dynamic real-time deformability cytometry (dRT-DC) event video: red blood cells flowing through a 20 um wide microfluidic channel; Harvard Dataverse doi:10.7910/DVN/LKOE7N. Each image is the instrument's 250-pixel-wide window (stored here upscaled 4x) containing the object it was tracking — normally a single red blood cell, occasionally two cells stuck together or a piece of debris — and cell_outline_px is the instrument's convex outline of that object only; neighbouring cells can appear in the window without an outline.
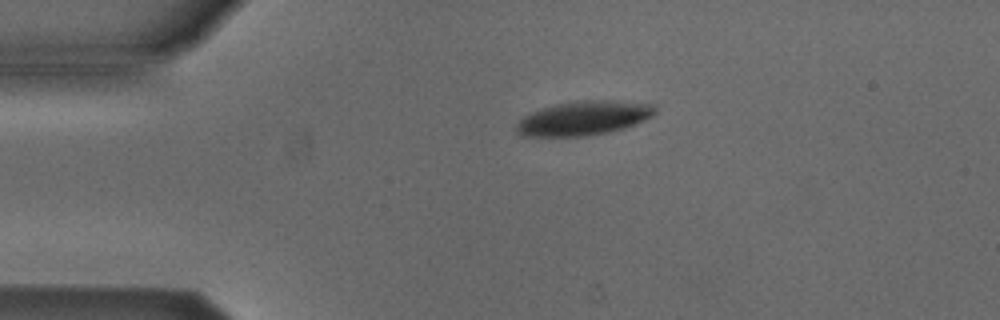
{"species": "Egyptian fruit bat (a non-hibernating species)", "species_latin": "Rousettus aegyptiacus", "temperature_condition": "cold", "stored_images_in_passage": 42, "camera_frame_rate_fps": 3000, "um_per_image_px": 0.085, "animal": {"sex": "male"}, "frame": {"image": 1, "passage_image": 1, "time_ms": 0.0, "image_size_px": [1000, 320], "cell_outline_px": [[656, 112], [652, 116], [624, 128], [608, 132], [588, 136], [524, 136], [516, 132], [516, 124], [524, 116], [540, 108], [556, 104], [576, 100], [616, 100], [656, 104]], "centroid_in_image_um": [49.62, 10.03], "position_along_channel_um": 35.4, "area_um2": 27.74}}
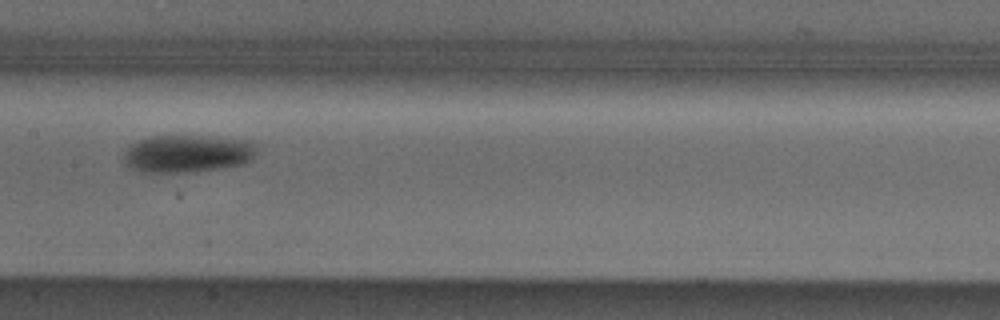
{"frame": {"image": 2, "passage_image": 16, "time_ms": 5.0, "image_size_px": [1000, 320], "cell_outline_px": [[256, 148], [252, 156], [244, 164], [196, 172], [140, 172], [128, 168], [124, 164], [124, 152], [132, 144], [148, 136], [208, 136], [252, 140], [256, 144]], "centroid_in_image_um": [15.91, 13.06], "position_along_channel_um": 191.5, "area_um2": 29.36}}
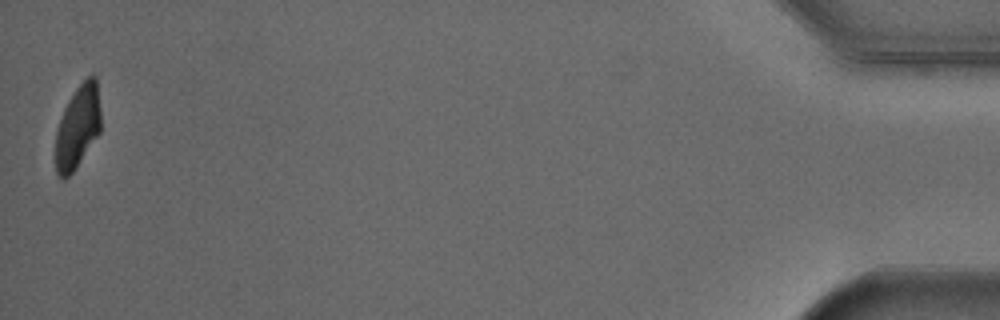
{"frame": {"image": 3, "passage_image": 42, "time_ms": 13.667, "image_size_px": [1000, 320], "cell_outline_px": [[100, 132], [72, 172], [64, 180], [56, 172], [56, 132], [64, 108], [68, 100], [76, 88], [92, 72], [96, 76], [100, 108]], "centroid_in_image_um": [6.62, 10.74], "position_along_channel_um": 428.6, "area_um2": 21.68}}